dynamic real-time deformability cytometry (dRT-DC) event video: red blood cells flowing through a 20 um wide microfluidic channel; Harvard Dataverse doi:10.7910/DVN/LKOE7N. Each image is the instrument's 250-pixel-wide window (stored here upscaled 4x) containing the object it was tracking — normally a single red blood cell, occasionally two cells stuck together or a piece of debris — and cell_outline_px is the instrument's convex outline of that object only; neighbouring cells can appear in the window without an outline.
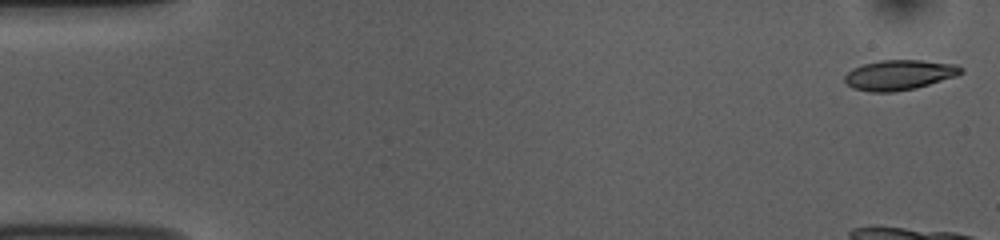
{"species": "common noctule bat (a hibernating species)", "species_latin": "Nyctalus noctula", "temperature_condition": "room temperature", "stored_images_in_passage": 11, "camera_frame_rate_fps": 3000, "um_per_image_px": 0.085, "animal": {"sex": "female", "body_mass_g": 10.0, "forearm_length_mm": 53.1}, "frame": {"image": 1, "passage_image": 1, "time_ms": 0.0, "image_size_px": [1000, 240], "cell_outline_px": [[964, 72], [956, 76], [916, 88], [892, 92], [872, 92], [852, 88], [844, 80], [844, 76], [852, 68], [864, 64], [880, 60], [920, 60], [956, 64], [964, 68]], "centroid_in_image_um": [76.45, 6.36], "position_along_channel_um": 8.5, "area_um2": 20.4}}